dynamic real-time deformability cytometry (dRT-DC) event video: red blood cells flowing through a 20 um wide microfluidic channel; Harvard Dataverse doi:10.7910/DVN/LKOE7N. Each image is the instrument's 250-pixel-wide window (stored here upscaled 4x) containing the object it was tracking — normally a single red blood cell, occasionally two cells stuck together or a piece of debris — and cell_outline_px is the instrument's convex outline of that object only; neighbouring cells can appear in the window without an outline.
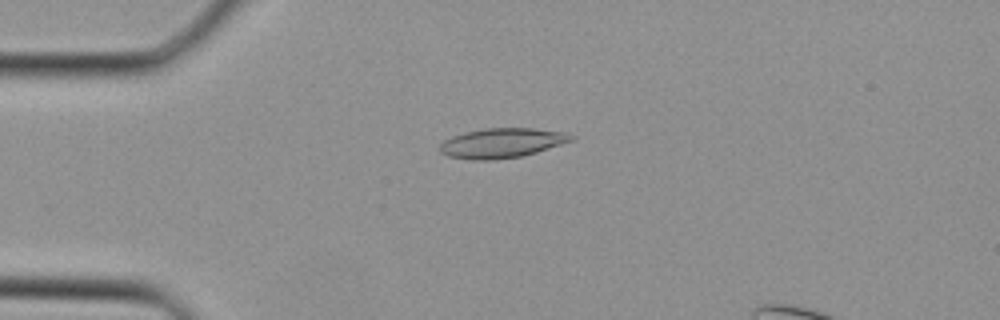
{"species": "Egyptian fruit bat (a non-hibernating species)", "species_latin": "Rousettus aegyptiacus", "temperature_condition": "cold", "stored_images_in_passage": 35, "camera_frame_rate_fps": 3000, "um_per_image_px": 0.085, "animal": {"sex": "female"}, "frame": {"image": 1, "passage_image": 9, "time_ms": 2.667, "image_size_px": [1000, 320], "cell_outline_px": [[576, 136], [572, 140], [536, 152], [520, 156], [492, 160], [472, 160], [448, 156], [440, 152], [440, 144], [444, 140], [452, 136], [464, 132], [484, 128], [532, 128], [564, 132]], "centroid_in_image_um": [42.62, 12.15], "position_along_channel_um": 42.4, "area_um2": 22.6}}
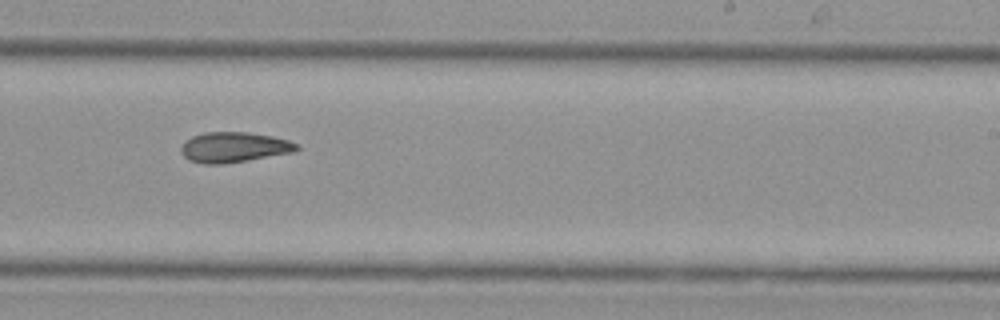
{"frame": {"image": 2, "passage_image": 23, "time_ms": 7.333, "image_size_px": [1000, 320], "cell_outline_px": [[300, 148], [292, 152], [220, 164], [204, 164], [188, 160], [180, 152], [180, 148], [192, 136], [204, 132], [248, 132], [272, 136], [288, 140], [296, 144]], "centroid_in_image_um": [19.85, 12.5], "position_along_channel_um": 269.2, "area_um2": 20.06}}
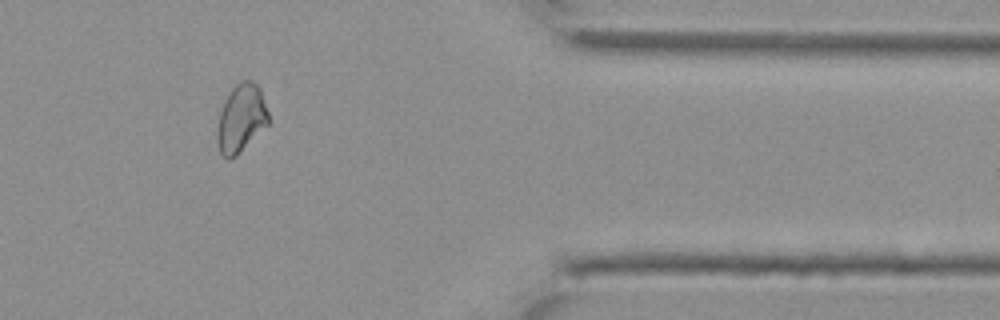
{"frame": {"image": 3, "passage_image": 31, "time_ms": 10.0, "image_size_px": [1000, 320], "cell_outline_px": [[268, 124], [236, 156], [228, 160], [220, 152], [216, 140], [216, 136], [220, 112], [232, 88], [240, 80], [252, 80], [260, 88], [268, 112]], "centroid_in_image_um": [20.49, 10.06], "position_along_channel_um": 390.9, "area_um2": 20.06}}